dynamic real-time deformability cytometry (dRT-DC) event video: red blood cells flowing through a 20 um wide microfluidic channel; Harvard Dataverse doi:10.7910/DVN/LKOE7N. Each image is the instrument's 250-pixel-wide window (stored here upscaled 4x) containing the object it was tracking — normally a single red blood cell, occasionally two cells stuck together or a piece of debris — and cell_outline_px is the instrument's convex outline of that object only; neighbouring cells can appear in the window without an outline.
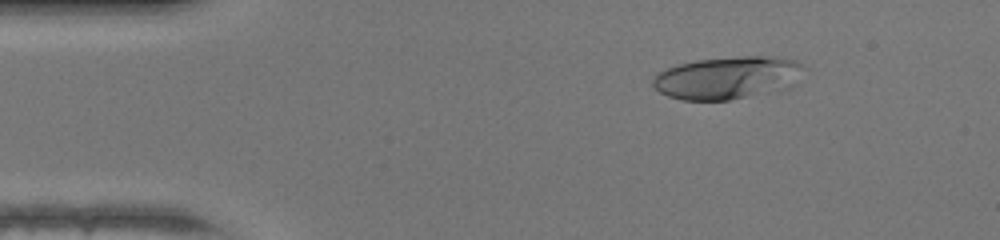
{"species": "human", "species_latin": "Homo sapiens", "temperature_condition": "warm", "stored_images_in_passage": 46, "camera_frame_rate_fps": 3000, "um_per_image_px": 0.085, "donor": {"sex": "female"}, "frame": {"image": 1, "passage_image": 6, "time_ms": 1.667, "image_size_px": [1000, 240], "cell_outline_px": [[808, 68], [796, 84], [792, 88], [728, 100], [684, 100], [668, 96], [660, 92], [652, 84], [652, 76], [656, 72], [676, 64], [696, 60], [744, 56], [760, 56], [796, 60], [804, 64]], "centroid_in_image_um": [61.89, 6.61], "position_along_channel_um": 23.1, "area_um2": 38.09}}
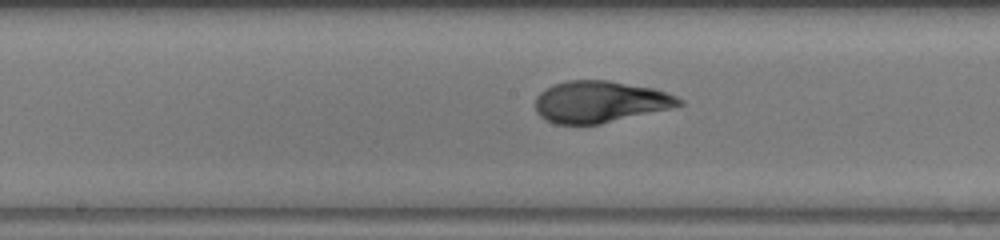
{"frame": {"image": 2, "passage_image": 23, "time_ms": 7.333, "image_size_px": [1000, 240], "cell_outline_px": [[684, 104], [672, 108], [600, 124], [556, 124], [544, 120], [536, 112], [536, 96], [544, 88], [552, 84], [568, 80], [608, 80], [652, 88], [676, 96], [684, 100]], "centroid_in_image_um": [50.97, 8.65], "position_along_channel_um": 197.2, "area_um2": 35.03}}
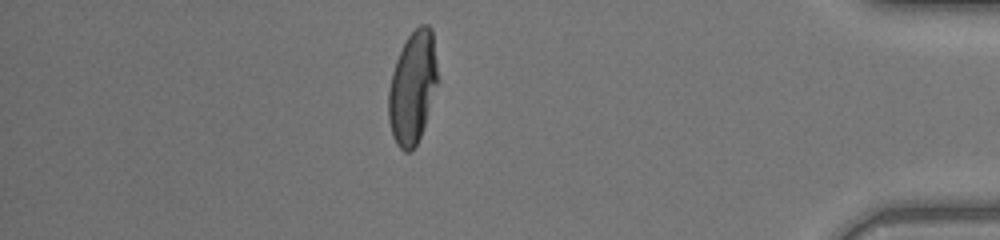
{"frame": {"image": 3, "passage_image": 40, "time_ms": 13.0, "image_size_px": [1000, 240], "cell_outline_px": [[440, 80], [420, 136], [416, 144], [408, 152], [404, 152], [396, 144], [392, 136], [388, 120], [388, 88], [392, 72], [396, 60], [408, 36], [420, 24], [428, 24], [432, 28]], "centroid_in_image_um": [35.09, 7.42], "position_along_channel_um": 400.1, "area_um2": 32.66}, "authors_computed_cell_mechanics": {"area_um2": 35.0557, "velocity_mm_per_s": 4.3601, "shape_relaxation_time_tau1_ms": 3.9483, "shape_relaxation_time_tau2_ms": null, "deformation_change_tau1": 0.2482, "deformation_change_tau2": null}}